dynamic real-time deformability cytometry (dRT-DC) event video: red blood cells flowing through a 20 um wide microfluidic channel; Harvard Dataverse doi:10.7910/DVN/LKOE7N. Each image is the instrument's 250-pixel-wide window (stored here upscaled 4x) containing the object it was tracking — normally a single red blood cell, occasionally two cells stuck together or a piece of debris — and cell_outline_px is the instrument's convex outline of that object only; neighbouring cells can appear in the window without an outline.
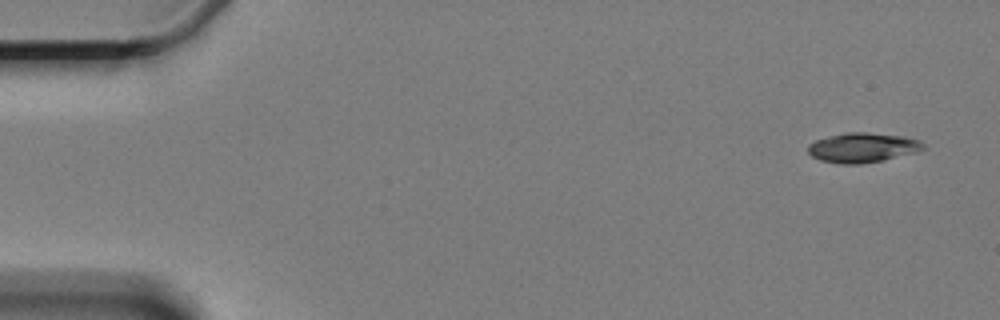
{"species": "Egyptian fruit bat (a non-hibernating species)", "species_latin": "Rousettus aegyptiacus", "temperature_condition": "cold", "stored_images_in_passage": 2, "camera_frame_rate_fps": 3000, "um_per_image_px": 0.085, "animal": {"sex": "female"}, "frame": {"image": 1, "passage_image": 1, "time_ms": 0.0, "image_size_px": [1000, 320], "cell_outline_px": [[928, 148], [916, 152], [884, 160], [860, 164], [840, 164], [820, 160], [812, 156], [808, 152], [808, 144], [816, 140], [828, 136], [844, 132], [868, 132], [904, 136], [920, 140]], "centroid_in_image_um": [73.34, 12.54], "position_along_channel_um": 11.7, "area_um2": 20.17}}